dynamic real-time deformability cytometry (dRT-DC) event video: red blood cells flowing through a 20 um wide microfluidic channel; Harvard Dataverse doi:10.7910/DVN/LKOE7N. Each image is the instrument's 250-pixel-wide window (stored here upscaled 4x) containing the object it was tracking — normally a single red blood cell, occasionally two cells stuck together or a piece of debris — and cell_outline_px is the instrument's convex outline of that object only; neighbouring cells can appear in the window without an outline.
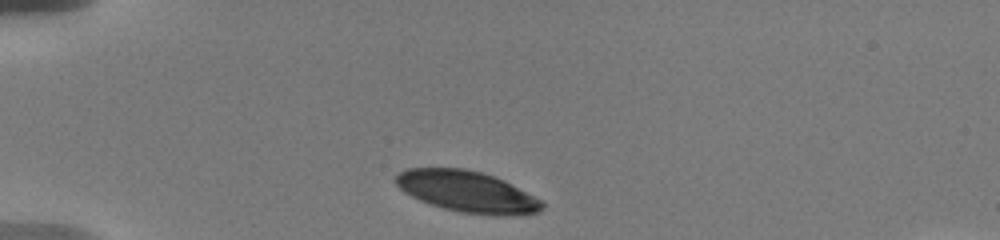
{"species": "human", "species_latin": "Homo sapiens", "temperature_condition": "warm", "stored_images_in_passage": 24, "camera_frame_rate_fps": 3000, "um_per_image_px": 0.085, "donor": {"sex": "male"}, "frame": {"image": 1, "passage_image": 1, "time_ms": 0.0, "image_size_px": [1000, 240], "cell_outline_px": [[544, 208], [540, 212], [500, 216], [496, 216], [460, 212], [444, 208], [420, 200], [404, 192], [396, 184], [396, 176], [400, 172], [408, 168], [464, 168], [480, 172], [504, 180], [540, 200], [544, 204]], "centroid_in_image_um": [39.7, 16.29], "position_along_channel_um": 45.3, "area_um2": 34.74}}
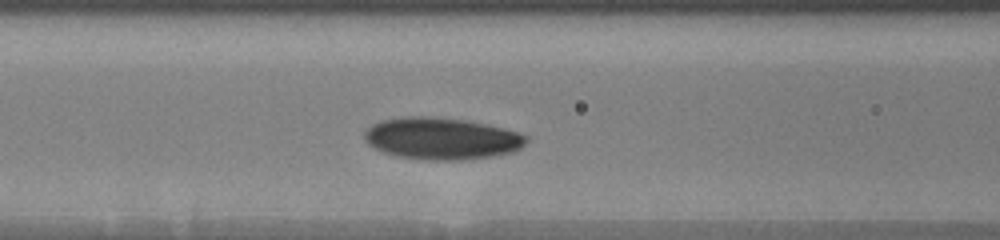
{"frame": {"image": 2, "passage_image": 13, "time_ms": 3.333, "image_size_px": [1000, 240], "cell_outline_px": [[528, 140], [520, 148], [512, 152], [464, 160], [432, 160], [396, 156], [384, 152], [368, 144], [364, 140], [364, 132], [372, 124], [384, 120], [404, 116], [428, 116], [464, 120], [504, 128], [520, 132], [528, 136]], "centroid_in_image_um": [37.53, 11.77], "position_along_channel_um": 129.1, "area_um2": 39.3}}
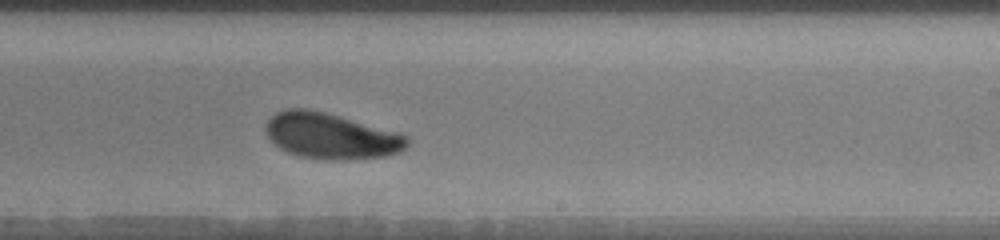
{"frame": {"image": 3, "passage_image": 24, "time_ms": 7.0, "image_size_px": [1000, 240], "cell_outline_px": [[408, 144], [400, 152], [388, 156], [344, 160], [328, 160], [300, 156], [288, 152], [272, 144], [264, 128], [268, 120], [276, 112], [288, 108], [304, 108], [324, 112], [400, 132], [408, 136]], "centroid_in_image_um": [28.14, 11.56], "position_along_channel_um": 260.9, "area_um2": 37.97}}